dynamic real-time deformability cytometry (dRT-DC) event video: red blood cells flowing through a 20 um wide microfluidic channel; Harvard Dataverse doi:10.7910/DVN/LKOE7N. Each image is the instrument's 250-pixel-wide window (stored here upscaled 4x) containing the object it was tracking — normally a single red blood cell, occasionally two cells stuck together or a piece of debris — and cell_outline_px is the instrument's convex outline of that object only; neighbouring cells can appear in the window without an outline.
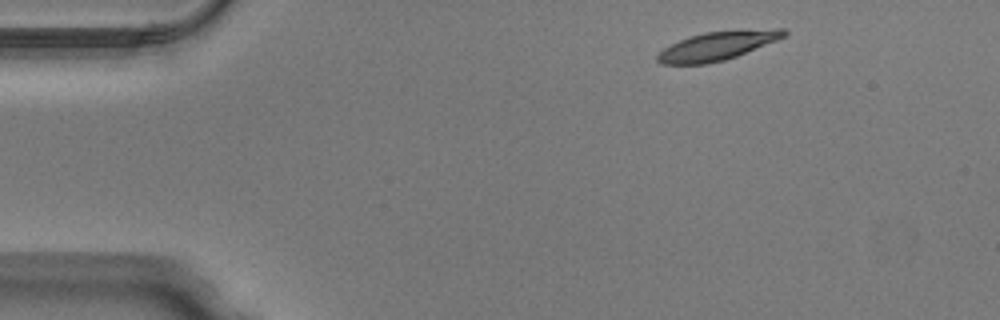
{"species": "Egyptian fruit bat (a non-hibernating species)", "species_latin": "Rousettus aegyptiacus", "temperature_condition": "warm", "stored_images_in_passage": 44, "camera_frame_rate_fps": 3000, "um_per_image_px": 0.085, "animal": {"sex": "male"}, "frame": {"image": 1, "passage_image": 1, "time_ms": 0.0, "image_size_px": [1000, 320], "cell_outline_px": [[788, 32], [784, 36], [776, 40], [736, 56], [724, 60], [704, 64], [660, 64], [656, 60], [656, 56], [664, 48], [680, 40], [704, 32], [740, 28], [784, 28]], "centroid_in_image_um": [61.01, 3.86], "position_along_channel_um": 24.0, "area_um2": 21.27}}
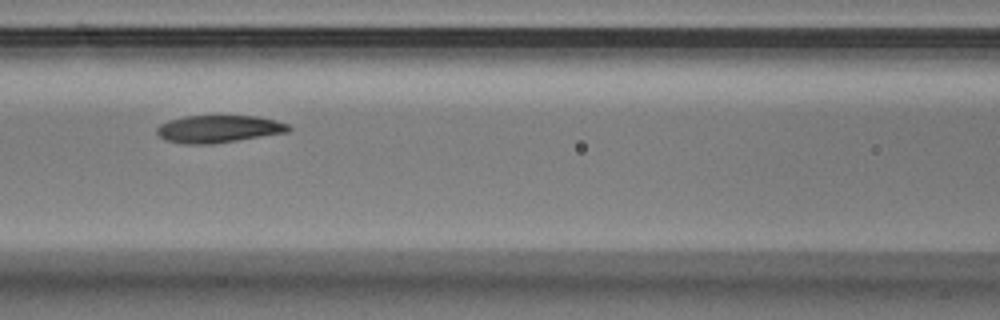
{"frame": {"image": 2, "passage_image": 16, "time_ms": 5.0, "image_size_px": [1000, 320], "cell_outline_px": [[292, 128], [288, 132], [212, 144], [184, 144], [164, 140], [156, 132], [156, 128], [160, 124], [168, 120], [184, 116], [256, 116], [276, 120], [288, 124]], "centroid_in_image_um": [18.56, 10.96], "position_along_channel_um": 148.0, "area_um2": 21.1}}
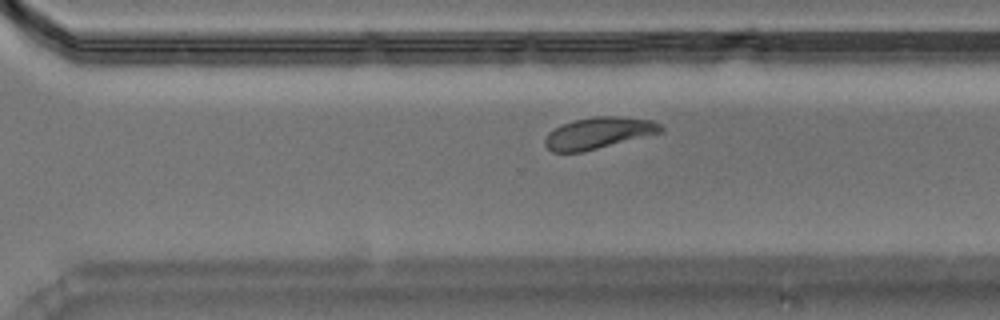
{"frame": {"image": 3, "passage_image": 29, "time_ms": 9.333, "image_size_px": [1000, 320], "cell_outline_px": [[664, 132], [580, 152], [552, 152], [544, 144], [544, 140], [548, 132], [560, 124], [572, 120], [592, 116], [620, 116], [652, 120], [660, 124], [664, 128]], "centroid_in_image_um": [50.87, 11.29], "position_along_channel_um": 319.7, "area_um2": 21.39}, "authors_computed_cell_mechanics": {"area_um2": 21.6172, "velocity_mm_per_s": 3.9726, "shape_relaxation_time_tau1_ms": null, "shape_relaxation_time_tau2_ms": 3.2735, "deformation_change_tau1": null, "deformation_change_tau2": 0.097}}